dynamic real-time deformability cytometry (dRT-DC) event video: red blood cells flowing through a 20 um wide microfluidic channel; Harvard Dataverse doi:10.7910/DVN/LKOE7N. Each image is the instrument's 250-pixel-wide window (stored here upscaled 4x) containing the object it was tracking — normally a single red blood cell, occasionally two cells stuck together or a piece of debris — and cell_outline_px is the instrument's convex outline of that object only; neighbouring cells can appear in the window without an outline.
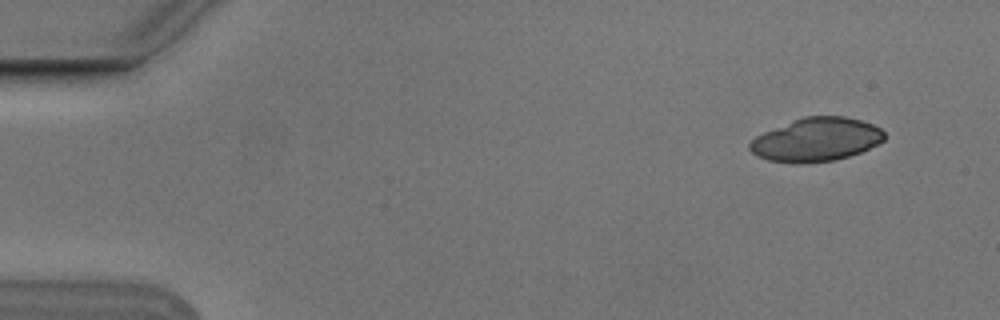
{"species": "Egyptian fruit bat (a non-hibernating species)", "species_latin": "Rousettus aegyptiacus", "temperature_condition": "cold", "stored_images_in_passage": 3, "camera_frame_rate_fps": 3000, "um_per_image_px": 0.085, "animal": {"sex": "male"}, "frame": {"image": 1, "passage_image": 1, "time_ms": 0.0, "image_size_px": [1000, 320], "cell_outline_px": [[884, 140], [880, 144], [860, 152], [848, 156], [832, 160], [796, 164], [768, 160], [756, 156], [748, 148], [748, 144], [756, 136], [764, 132], [804, 116], [844, 116], [860, 120], [872, 124], [880, 128], [884, 132]], "centroid_in_image_um": [69.38, 11.87], "position_along_channel_um": 15.6, "area_um2": 34.04}}